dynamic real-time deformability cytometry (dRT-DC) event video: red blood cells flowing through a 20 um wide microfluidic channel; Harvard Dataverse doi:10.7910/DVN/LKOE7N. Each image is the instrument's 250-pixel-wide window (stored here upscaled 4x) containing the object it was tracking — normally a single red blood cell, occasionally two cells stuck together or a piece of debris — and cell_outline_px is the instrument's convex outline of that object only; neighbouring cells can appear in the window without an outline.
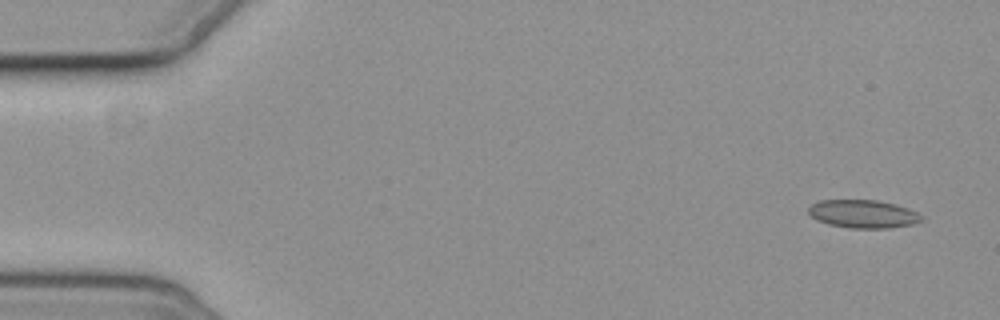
{"species": "common noctule bat (a hibernating species)", "species_latin": "Nyctalus noctula", "temperature_condition": "cold", "stored_images_in_passage": 4, "camera_frame_rate_fps": 3000, "um_per_image_px": 0.085, "animal": {"sex": "female", "body_mass_g": 19.3, "forearm_length_mm": 54.1}, "frame": {"image": 1, "passage_image": 1, "time_ms": 0.0, "image_size_px": [1000, 320], "cell_outline_px": [[924, 220], [912, 224], [888, 228], [848, 228], [828, 224], [816, 220], [808, 212], [808, 208], [812, 204], [820, 200], [876, 200], [896, 204], [908, 208], [924, 216]], "centroid_in_image_um": [73.38, 18.18], "position_along_channel_um": 11.6, "area_um2": 18.61}}
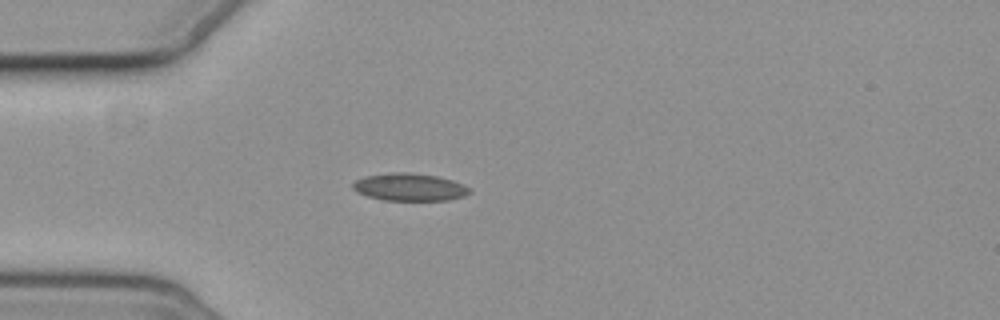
{"frame": {"image": 2, "passage_image": 4, "time_ms": 4.333, "image_size_px": [1000, 320], "cell_outline_px": [[472, 192], [464, 196], [448, 200], [384, 200], [368, 196], [356, 192], [352, 188], [352, 184], [356, 180], [364, 176], [392, 172], [408, 172], [436, 176], [452, 180], [464, 184]], "centroid_in_image_um": [34.8, 15.9], "position_along_channel_um": 50.2, "area_um2": 18.73}}